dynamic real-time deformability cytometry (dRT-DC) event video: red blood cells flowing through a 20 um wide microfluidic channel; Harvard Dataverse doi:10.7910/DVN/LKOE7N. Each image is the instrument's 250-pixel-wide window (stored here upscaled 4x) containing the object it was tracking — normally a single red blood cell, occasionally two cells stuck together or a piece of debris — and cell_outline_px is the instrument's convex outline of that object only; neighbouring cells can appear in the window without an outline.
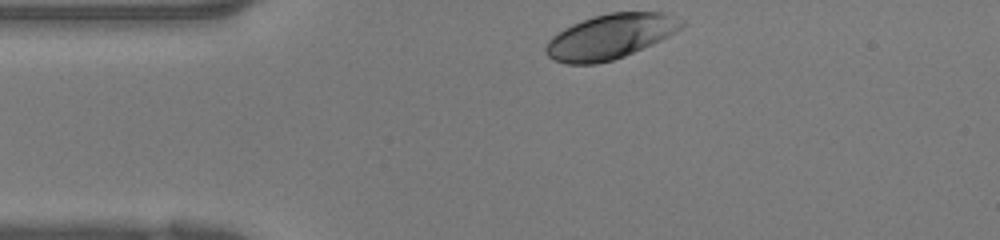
{"species": "human", "species_latin": "Homo sapiens", "temperature_condition": "warm", "stored_images_in_passage": 26, "camera_frame_rate_fps": 3000, "um_per_image_px": 0.085, "donor": {"sex": "female"}, "frame": {"image": 1, "passage_image": 1, "time_ms": 0.0, "image_size_px": [1000, 240], "cell_outline_px": [[684, 24], [676, 32], [652, 44], [624, 56], [612, 60], [596, 64], [568, 64], [552, 60], [544, 52], [544, 48], [548, 40], [552, 36], [564, 28], [572, 24], [592, 16], [608, 12], [664, 12], [684, 20]], "centroid_in_image_um": [51.84, 3.1], "position_along_channel_um": 33.2, "area_um2": 35.55}}
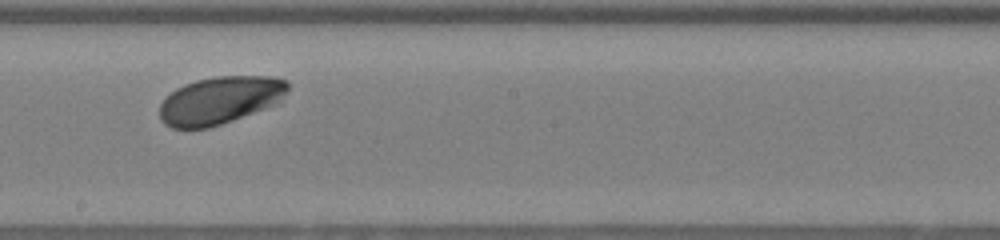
{"frame": {"image": 2, "passage_image": 15, "time_ms": 4.667, "image_size_px": [1000, 240], "cell_outline_px": [[288, 92], [276, 104], [232, 120], [208, 128], [172, 128], [164, 124], [160, 120], [160, 104], [176, 88], [184, 84], [196, 80], [216, 76], [272, 76], [288, 80]], "centroid_in_image_um": [18.71, 8.51], "position_along_channel_um": 229.5, "area_um2": 35.49}}
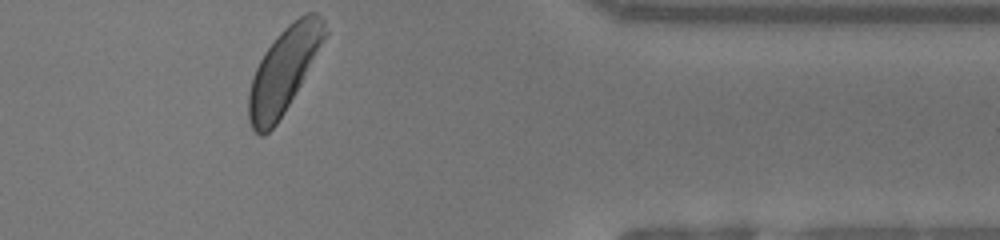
{"frame": {"image": 3, "passage_image": 26, "time_ms": 8.333, "image_size_px": [1000, 240], "cell_outline_px": [[328, 32], [300, 84], [284, 112], [276, 124], [264, 136], [260, 136], [252, 128], [248, 120], [248, 92], [252, 76], [264, 52], [276, 36], [288, 24], [300, 16], [308, 12], [316, 12], [324, 16]], "centroid_in_image_um": [24.11, 5.95], "position_along_channel_um": 387.3, "area_um2": 37.17}}